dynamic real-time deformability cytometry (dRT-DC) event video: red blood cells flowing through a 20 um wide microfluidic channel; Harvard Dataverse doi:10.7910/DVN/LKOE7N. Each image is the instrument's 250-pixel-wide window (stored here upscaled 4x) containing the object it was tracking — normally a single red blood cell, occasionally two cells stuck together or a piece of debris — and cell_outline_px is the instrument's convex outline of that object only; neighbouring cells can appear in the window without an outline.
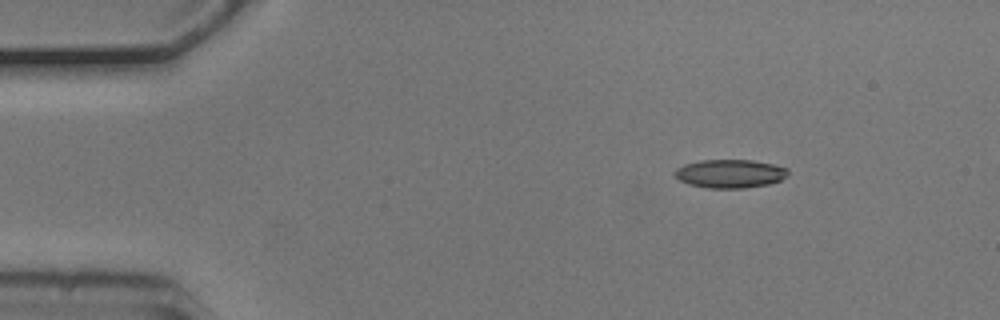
{"species": "common noctule bat (a hibernating species)", "species_latin": "Nyctalus noctula", "temperature_condition": "cold", "stored_images_in_passage": 5, "camera_frame_rate_fps": 3000, "um_per_image_px": 0.085, "animal": {"sex": "male", "body_mass_g": 20.5, "forearm_length_mm": 52.5}, "frame": {"image": 1, "passage_image": 2, "time_ms": 0.333, "image_size_px": [1000, 320], "cell_outline_px": [[788, 176], [780, 180], [768, 184], [744, 188], [708, 188], [688, 184], [680, 180], [672, 172], [676, 168], [684, 164], [700, 160], [752, 160], [772, 164], [788, 168]], "centroid_in_image_um": [62.04, 14.76], "position_along_channel_um": 23.0, "area_um2": 18.84}}
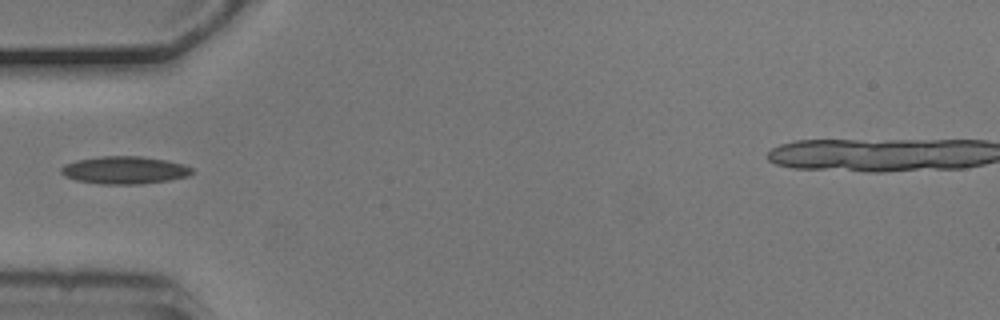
{"frame": {"image": 2, "passage_image": 5, "time_ms": 1.333, "image_size_px": [1000, 320], "cell_outline_px": [[196, 172], [188, 176], [168, 180], [140, 184], [100, 184], [76, 180], [64, 176], [60, 172], [60, 168], [64, 164], [76, 160], [100, 156], [140, 156], [168, 160], [184, 164], [192, 168]], "centroid_in_image_um": [10.59, 14.45], "position_along_channel_um": 74.4, "area_um2": 21.27}}